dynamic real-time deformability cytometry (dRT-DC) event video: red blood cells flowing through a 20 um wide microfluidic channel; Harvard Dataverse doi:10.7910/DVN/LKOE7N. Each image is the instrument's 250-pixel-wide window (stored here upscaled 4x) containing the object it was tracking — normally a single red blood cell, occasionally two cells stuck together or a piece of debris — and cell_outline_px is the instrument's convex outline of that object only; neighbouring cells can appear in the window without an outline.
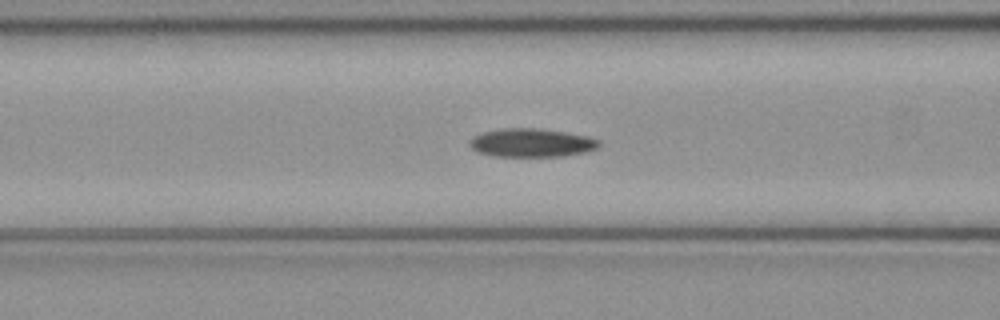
{"species": "common noctule bat (a hibernating species)", "species_latin": "Nyctalus noctula", "temperature_condition": "cold", "stored_images_in_passage": 51, "camera_frame_rate_fps": 3000, "um_per_image_px": 0.085, "animal": {"sex": "female", "body_mass_g": 21.9}, "frame": {"image": 1, "passage_image": 20, "time_ms": 6.333, "image_size_px": [1000, 320], "cell_outline_px": [[600, 148], [584, 152], [564, 156], [496, 156], [476, 152], [468, 144], [468, 140], [472, 136], [480, 132], [500, 128], [540, 128], [588, 136], [600, 140]], "centroid_in_image_um": [45.15, 12.13], "position_along_channel_um": 121.5, "area_um2": 21.79}}
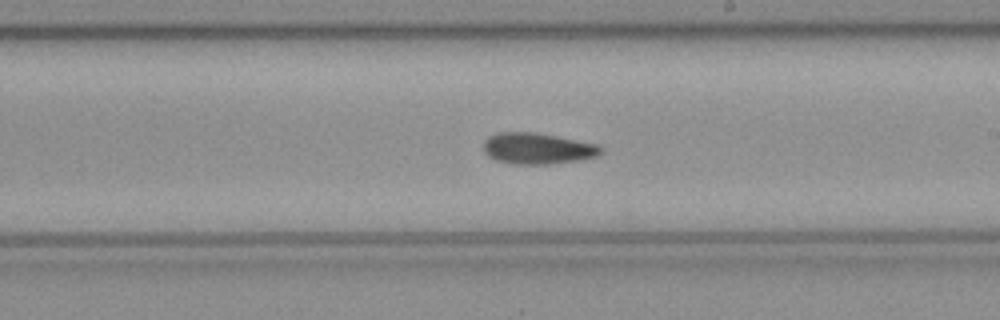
{"frame": {"image": 2, "passage_image": 29, "time_ms": 9.333, "image_size_px": [1000, 320], "cell_outline_px": [[604, 152], [596, 156], [580, 160], [552, 164], [512, 164], [496, 160], [488, 156], [484, 152], [484, 140], [488, 136], [496, 132], [532, 132], [556, 136], [596, 144], [604, 148]], "centroid_in_image_um": [45.68, 12.62], "position_along_channel_um": 243.3, "area_um2": 21.44}}
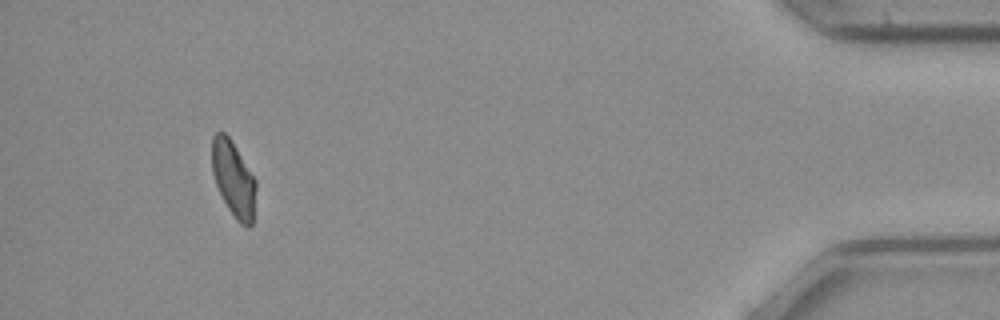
{"frame": {"image": 3, "passage_image": 47, "time_ms": 15.333, "image_size_px": [1000, 320], "cell_outline_px": [[256, 188], [252, 224], [248, 228], [240, 224], [236, 220], [228, 208], [216, 184], [212, 172], [212, 136], [216, 132], [224, 132], [228, 136], [256, 180]], "centroid_in_image_um": [19.84, 15.22], "position_along_channel_um": 415.4, "area_um2": 19.13}, "authors_computed_cell_mechanics": {"area_um2": 20.9814, "velocity_mm_per_s": 4.0479, "shape_relaxation_time_tau1_ms": null, "shape_relaxation_time_tau2_ms": 9.4418, "deformation_change_tau1": null, "deformation_change_tau2": 0.1625}}